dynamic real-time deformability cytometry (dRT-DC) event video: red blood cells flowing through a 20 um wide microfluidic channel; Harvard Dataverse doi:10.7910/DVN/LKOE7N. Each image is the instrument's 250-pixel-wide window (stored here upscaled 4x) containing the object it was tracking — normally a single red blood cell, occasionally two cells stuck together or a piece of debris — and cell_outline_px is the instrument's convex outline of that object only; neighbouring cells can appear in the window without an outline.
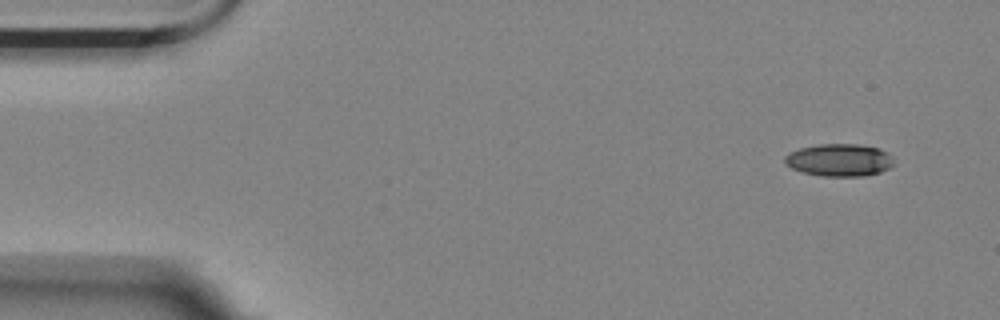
{"species": "Egyptian fruit bat (a non-hibernating species)", "species_latin": "Rousettus aegyptiacus", "temperature_condition": "room temperature", "stored_images_in_passage": 9, "camera_frame_rate_fps": 3000, "um_per_image_px": 0.085, "animal": {"sex": "female"}, "frame": {"image": 1, "passage_image": 1, "time_ms": 0.0, "image_size_px": [1000, 320], "cell_outline_px": [[896, 164], [880, 172], [864, 176], [820, 176], [804, 172], [792, 168], [784, 164], [784, 156], [800, 148], [820, 144], [860, 144], [880, 148], [888, 152], [892, 156]], "centroid_in_image_um": [71.39, 13.6], "position_along_channel_um": 13.6, "area_um2": 20.81}}
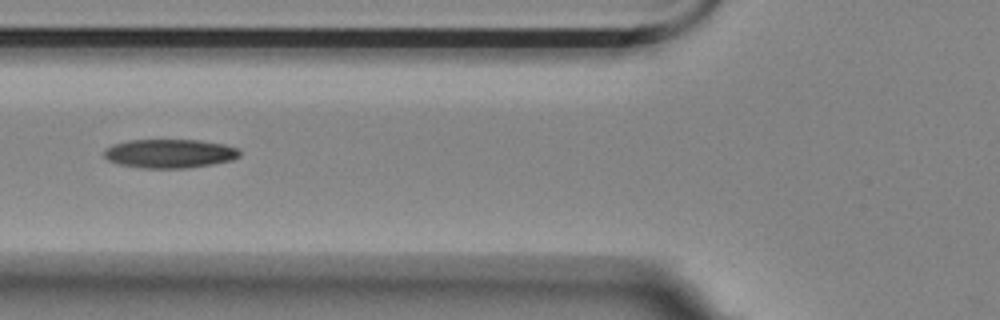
{"frame": {"image": 2, "passage_image": 6, "time_ms": 5.667, "image_size_px": [1000, 320], "cell_outline_px": [[240, 156], [232, 160], [212, 164], [188, 168], [140, 168], [120, 164], [108, 160], [104, 156], [104, 152], [112, 144], [128, 140], [200, 140], [224, 144], [236, 148], [240, 152]], "centroid_in_image_um": [14.43, 13.05], "position_along_channel_um": 111.4, "area_um2": 22.77}}
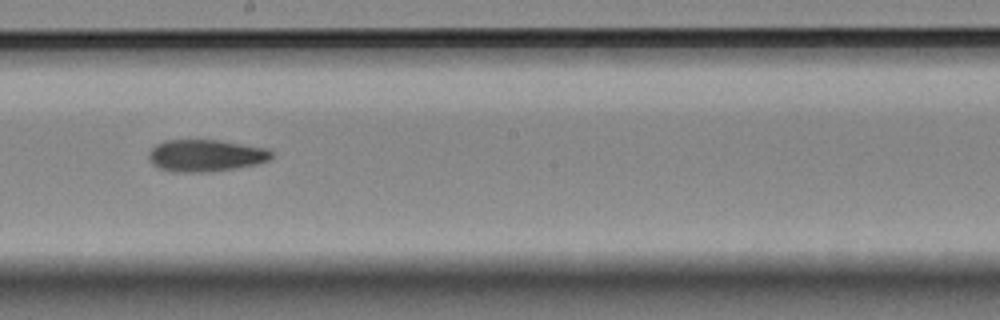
{"frame": {"image": 3, "passage_image": 9, "time_ms": 9.0, "image_size_px": [1000, 320], "cell_outline_px": [[272, 156], [268, 160], [256, 164], [208, 172], [172, 172], [160, 168], [152, 164], [148, 160], [148, 156], [152, 148], [156, 144], [164, 140], [220, 140], [264, 148], [272, 152]], "centroid_in_image_um": [17.42, 13.22], "position_along_channel_um": 230.8, "area_um2": 22.72}}